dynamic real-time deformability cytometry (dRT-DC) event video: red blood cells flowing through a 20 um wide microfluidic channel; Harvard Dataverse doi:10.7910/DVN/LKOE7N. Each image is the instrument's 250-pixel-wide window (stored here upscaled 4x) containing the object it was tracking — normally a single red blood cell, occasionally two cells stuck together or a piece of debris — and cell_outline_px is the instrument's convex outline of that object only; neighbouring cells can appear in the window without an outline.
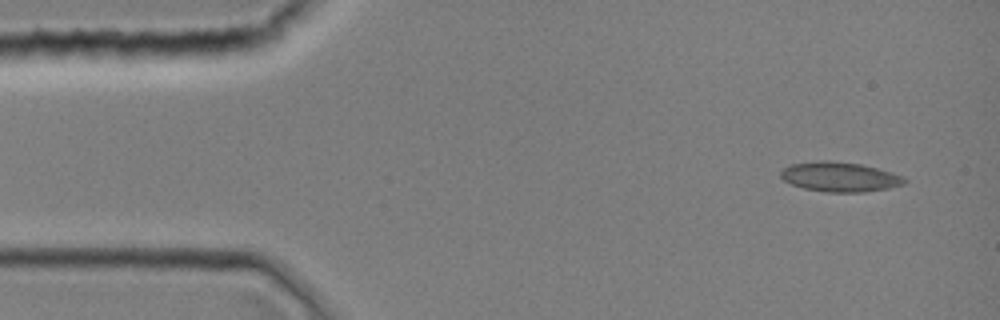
{"species": "common noctule bat (a hibernating species)", "species_latin": "Nyctalus noctula", "temperature_condition": "room temperature", "stored_images_in_passage": 1, "camera_frame_rate_fps": 3000, "um_per_image_px": 0.085, "animal": {"sex": "female", "body_mass_g": 19.0, "forearm_length_mm": 51.5}, "frame": {"image": 1, "passage_image": 1, "time_ms": 0.0, "image_size_px": [1000, 320], "cell_outline_px": [[908, 180], [904, 184], [888, 188], [864, 192], [824, 192], [804, 188], [792, 184], [784, 180], [780, 176], [780, 172], [784, 168], [792, 164], [820, 160], [828, 160], [860, 164], [892, 172]], "centroid_in_image_um": [71.37, 15.03], "position_along_channel_um": 13.6, "area_um2": 21.27}}